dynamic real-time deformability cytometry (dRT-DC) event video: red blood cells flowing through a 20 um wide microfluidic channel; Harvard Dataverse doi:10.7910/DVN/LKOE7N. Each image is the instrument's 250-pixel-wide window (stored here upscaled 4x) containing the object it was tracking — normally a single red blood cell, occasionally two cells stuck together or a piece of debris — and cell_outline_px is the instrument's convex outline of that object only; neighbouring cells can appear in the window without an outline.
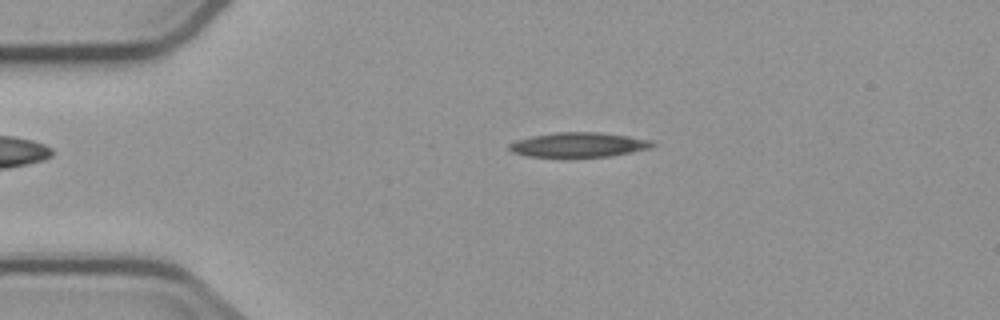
{"species": "common noctule bat (a hibernating species)", "species_latin": "Nyctalus noctula", "temperature_condition": "cold", "stored_images_in_passage": 3, "camera_frame_rate_fps": 3000, "um_per_image_px": 0.085, "animal": {"sex": "male", "body_mass_g": 23.1, "forearm_length_mm": 52.7}, "frame": {"image": 1, "passage_image": 2, "time_ms": 1.0, "image_size_px": [1000, 320], "cell_outline_px": [[656, 144], [648, 148], [608, 156], [528, 156], [512, 152], [508, 148], [508, 144], [516, 140], [532, 136], [556, 132], [596, 132], [628, 136], [652, 140]], "centroid_in_image_um": [49.14, 12.29], "position_along_channel_um": 35.9, "area_um2": 20.11}}